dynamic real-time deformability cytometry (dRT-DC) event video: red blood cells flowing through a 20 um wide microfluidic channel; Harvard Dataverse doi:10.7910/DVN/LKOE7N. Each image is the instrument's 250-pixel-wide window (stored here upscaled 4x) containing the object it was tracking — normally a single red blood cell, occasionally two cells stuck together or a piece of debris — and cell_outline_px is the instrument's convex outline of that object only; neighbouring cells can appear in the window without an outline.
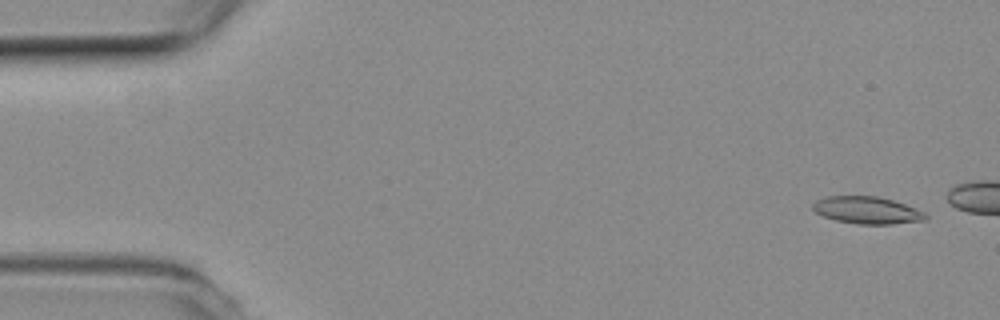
{"species": "common noctule bat (a hibernating species)", "species_latin": "Nyctalus noctula", "temperature_condition": "room temperature", "stored_images_in_passage": 12, "camera_frame_rate_fps": 3000, "um_per_image_px": 0.085, "animal": {"sex": "female", "body_mass_g": 19.3, "forearm_length_mm": 54.1}, "frame": {"image": 1, "passage_image": 3, "time_ms": 0.667, "image_size_px": [1000, 320], "cell_outline_px": [[928, 216], [924, 220], [892, 224], [860, 224], [836, 220], [824, 216], [816, 212], [812, 208], [812, 204], [816, 200], [824, 196], [880, 196], [916, 208], [924, 212]], "centroid_in_image_um": [73.69, 17.86], "position_along_channel_um": 11.3, "area_um2": 17.8}}